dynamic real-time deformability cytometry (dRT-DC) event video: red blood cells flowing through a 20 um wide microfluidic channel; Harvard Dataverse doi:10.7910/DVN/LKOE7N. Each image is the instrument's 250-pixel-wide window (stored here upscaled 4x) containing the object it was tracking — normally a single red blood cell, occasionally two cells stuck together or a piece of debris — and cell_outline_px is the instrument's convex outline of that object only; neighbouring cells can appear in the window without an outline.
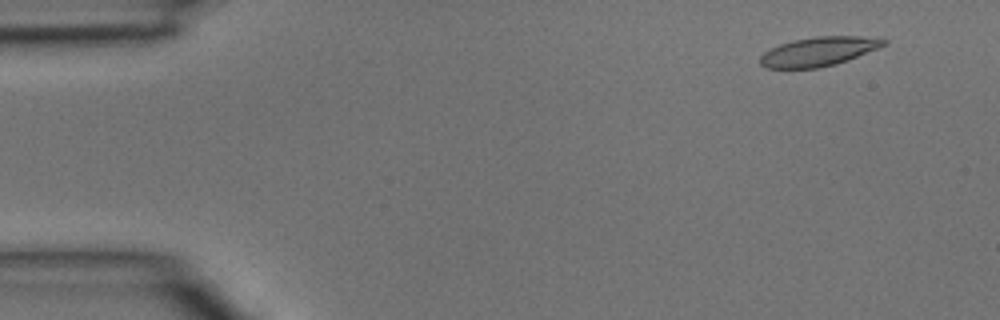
{"species": "common noctule bat (a hibernating species)", "species_latin": "Nyctalus noctula", "temperature_condition": "room temperature", "stored_images_in_passage": 4, "segment_of_instrument_passage": [1, 2], "camera_frame_rate_fps": 3000, "um_per_image_px": 0.085, "animal": {"sex": "male", "body_mass_g": 15.6}, "frame": {"image": 1, "passage_image": 1, "time_ms": 0.0, "image_size_px": [1000, 320], "cell_outline_px": [[888, 44], [848, 60], [836, 64], [820, 68], [764, 68], [760, 64], [760, 56], [764, 52], [780, 44], [792, 40], [816, 36], [860, 36], [888, 40]], "centroid_in_image_um": [69.58, 4.38], "position_along_channel_um": 15.4, "area_um2": 20.98}}